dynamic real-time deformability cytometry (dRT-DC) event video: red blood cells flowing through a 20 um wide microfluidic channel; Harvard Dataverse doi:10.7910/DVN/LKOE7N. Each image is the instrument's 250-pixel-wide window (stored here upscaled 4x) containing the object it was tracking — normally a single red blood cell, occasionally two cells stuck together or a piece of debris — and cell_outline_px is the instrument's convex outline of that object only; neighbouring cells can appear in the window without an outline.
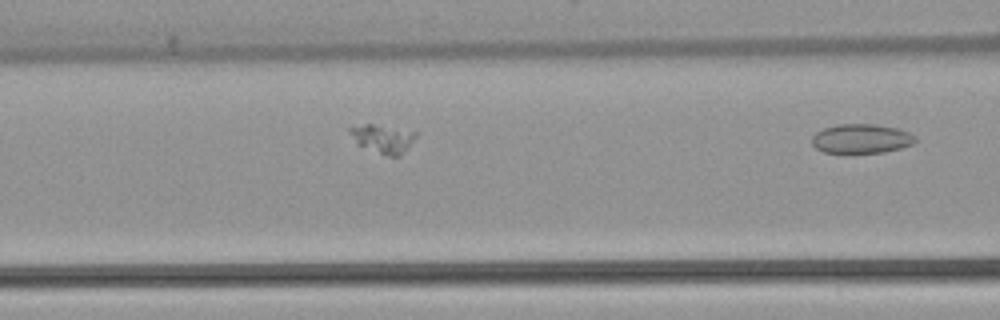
{"species": "common noctule bat (a hibernating species)", "species_latin": "Nyctalus noctula", "temperature_condition": "warm", "stored_images_in_passage": 17, "camera_frame_rate_fps": 3000, "um_per_image_px": 0.085, "animal": {"sex": "female", "body_mass_g": 22.7, "forearm_length_mm": 54.2}, "frame": {"image": 1, "passage_image": 17, "time_ms": 5.333, "image_size_px": [1000, 320], "cell_outline_px": [[916, 140], [912, 144], [900, 148], [884, 152], [824, 152], [816, 148], [812, 144], [812, 136], [816, 132], [824, 128], [836, 124], [876, 124], [896, 128], [908, 132], [916, 136]], "centroid_in_image_um": [73.2, 11.77], "position_along_channel_um": 93.4, "area_um2": 17.51}}